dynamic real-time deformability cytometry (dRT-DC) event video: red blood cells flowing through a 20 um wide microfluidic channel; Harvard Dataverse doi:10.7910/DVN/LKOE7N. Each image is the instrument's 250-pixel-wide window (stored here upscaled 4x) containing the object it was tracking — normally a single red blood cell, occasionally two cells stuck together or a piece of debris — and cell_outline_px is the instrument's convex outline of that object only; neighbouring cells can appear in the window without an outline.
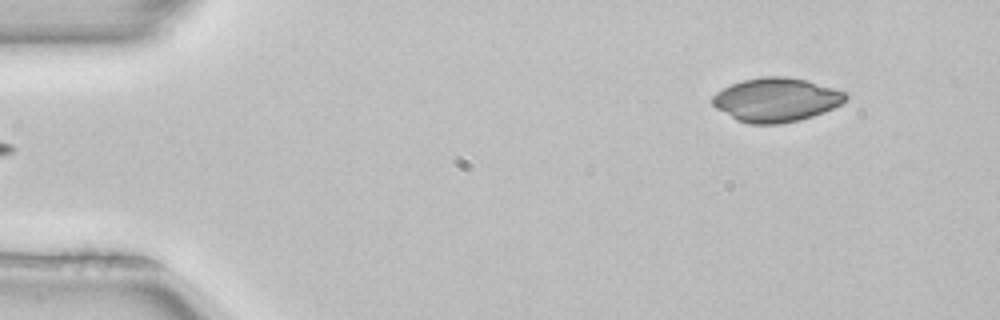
{"species": "common noctule bat (a hibernating species)", "species_latin": "Nyctalus noctula", "temperature_condition": "room temperature", "stored_images_in_passage": 3, "segment_of_instrument_passage": [2, 2], "camera_frame_rate_fps": 3000, "um_per_image_px": 0.085, "animal": {"sex": "female", "body_mass_g": 22.7, "forearm_length_mm": 54.2}, "frame": {"image": 1, "passage_image": 3, "time_ms": 0.667, "image_size_px": [1000, 320], "cell_outline_px": [[848, 96], [840, 104], [824, 112], [800, 120], [780, 124], [748, 124], [736, 120], [716, 108], [712, 104], [712, 96], [716, 92], [732, 84], [744, 80], [764, 76], [784, 76], [808, 80], [848, 92]], "centroid_in_image_um": [65.98, 8.48], "position_along_channel_um": 19.0, "area_um2": 34.16}}